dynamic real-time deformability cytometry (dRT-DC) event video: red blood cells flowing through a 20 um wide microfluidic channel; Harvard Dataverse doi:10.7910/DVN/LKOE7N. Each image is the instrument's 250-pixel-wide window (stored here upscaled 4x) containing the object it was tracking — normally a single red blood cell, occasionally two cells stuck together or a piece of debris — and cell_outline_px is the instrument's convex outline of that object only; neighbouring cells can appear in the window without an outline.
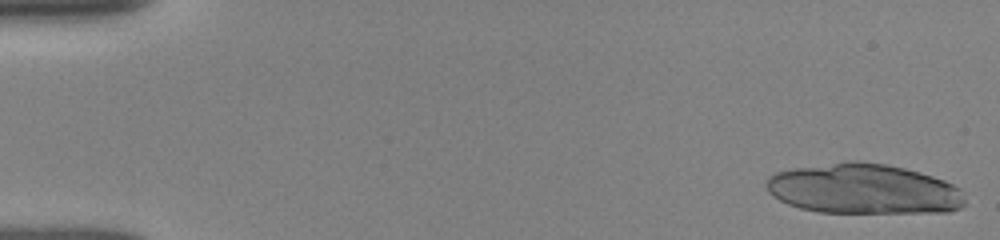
{"species": "human", "species_latin": "Homo sapiens", "temperature_condition": "room temperature", "stored_images_in_passage": 15, "camera_frame_rate_fps": 3000, "um_per_image_px": 0.085, "donor": {"sex": "female"}, "frame": {"image": 1, "passage_image": 1, "time_ms": 0.0, "image_size_px": [1000, 240], "cell_outline_px": [[964, 204], [960, 208], [948, 212], [820, 212], [800, 208], [788, 204], [772, 196], [768, 192], [764, 184], [768, 176], [776, 172], [792, 168], [848, 160], [860, 160], [888, 164], [920, 172], [944, 180], [960, 188], [964, 192]], "centroid_in_image_um": [73.38, 16.04], "position_along_channel_um": 11.6, "area_um2": 58.55}}